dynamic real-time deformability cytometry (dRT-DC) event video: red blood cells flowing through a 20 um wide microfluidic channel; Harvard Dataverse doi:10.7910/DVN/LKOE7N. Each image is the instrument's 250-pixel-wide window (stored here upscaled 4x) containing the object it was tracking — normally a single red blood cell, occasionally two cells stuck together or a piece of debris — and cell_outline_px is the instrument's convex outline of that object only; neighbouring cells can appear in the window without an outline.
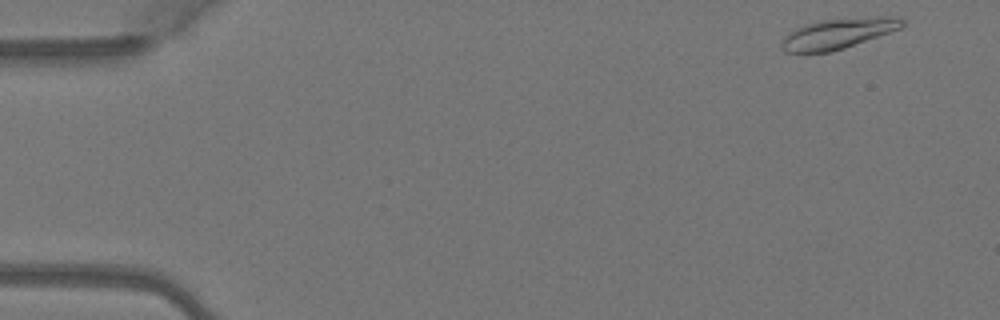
{"species": "Egyptian fruit bat (a non-hibernating species)", "species_latin": "Rousettus aegyptiacus", "temperature_condition": "warm", "stored_images_in_passage": 5, "camera_frame_rate_fps": 3000, "um_per_image_px": 0.085, "animal": {"sex": "female"}, "frame": {"image": 1, "passage_image": 1, "time_ms": 0.0, "image_size_px": [1000, 320], "cell_outline_px": [[904, 24], [900, 28], [844, 48], [832, 52], [784, 52], [780, 44], [784, 36], [788, 32], [804, 24], [820, 20], [888, 16], [896, 16], [904, 20]], "centroid_in_image_um": [71.19, 2.85], "position_along_channel_um": 13.8, "area_um2": 21.15}}